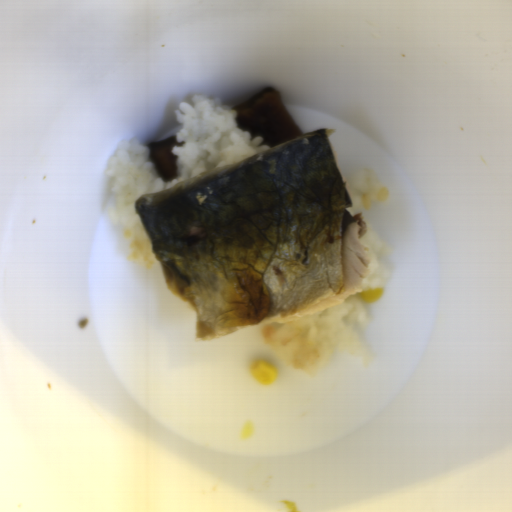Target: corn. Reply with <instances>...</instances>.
Segmentation results:
<instances>
[{"mask_svg":"<svg viewBox=\"0 0 512 512\" xmlns=\"http://www.w3.org/2000/svg\"><path fill=\"white\" fill-rule=\"evenodd\" d=\"M250 374L252 379L258 385H270L275 382L278 376L277 367L272 364L266 362L263 359H258L255 362L251 363L249 366Z\"/></svg>","mask_w":512,"mask_h":512,"instance_id":"1","label":"corn"},{"mask_svg":"<svg viewBox=\"0 0 512 512\" xmlns=\"http://www.w3.org/2000/svg\"><path fill=\"white\" fill-rule=\"evenodd\" d=\"M383 295V287H379L370 291L358 292V297L366 303L374 302Z\"/></svg>","mask_w":512,"mask_h":512,"instance_id":"2","label":"corn"}]
</instances>
